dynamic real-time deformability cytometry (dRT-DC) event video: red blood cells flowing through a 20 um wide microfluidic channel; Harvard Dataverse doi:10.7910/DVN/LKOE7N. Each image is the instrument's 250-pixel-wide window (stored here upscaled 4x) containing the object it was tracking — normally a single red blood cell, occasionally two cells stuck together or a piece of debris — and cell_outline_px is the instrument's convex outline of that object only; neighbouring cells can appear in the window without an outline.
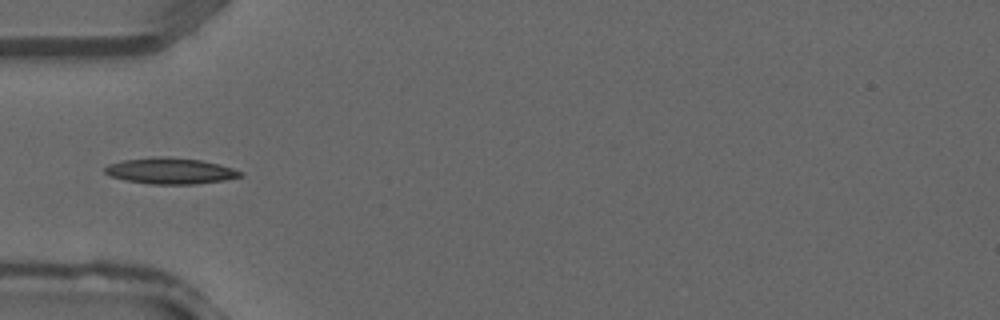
{"species": "common noctule bat (a hibernating species)", "species_latin": "Nyctalus noctula", "temperature_condition": "warm", "stored_images_in_passage": 29, "camera_frame_rate_fps": 3000, "um_per_image_px": 0.085, "animal": {"sex": "male", "forearm_length_mm": 52.5}, "frame": {"image": 1, "passage_image": 5, "time_ms": 1.333, "image_size_px": [1000, 320], "cell_outline_px": [[244, 176], [224, 180], [196, 184], [148, 184], [124, 180], [108, 176], [104, 172], [104, 168], [108, 164], [120, 160], [152, 156], [168, 156], [200, 160], [220, 164], [244, 172]], "centroid_in_image_um": [14.44, 14.52], "position_along_channel_um": 70.6, "area_um2": 21.04}}